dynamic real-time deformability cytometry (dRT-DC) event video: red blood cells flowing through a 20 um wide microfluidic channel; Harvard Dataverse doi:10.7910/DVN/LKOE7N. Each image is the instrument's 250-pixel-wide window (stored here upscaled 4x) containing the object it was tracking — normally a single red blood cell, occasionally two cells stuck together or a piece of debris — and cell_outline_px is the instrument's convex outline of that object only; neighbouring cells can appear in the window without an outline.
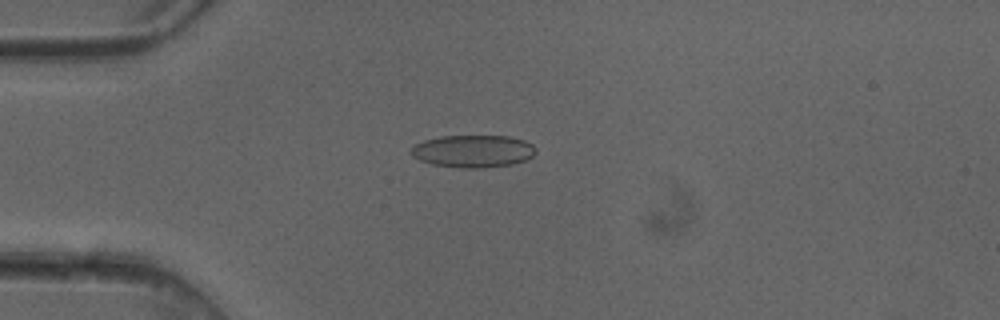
{"species": "common noctule bat (a hibernating species)", "species_latin": "Nyctalus noctula", "temperature_condition": "cold", "stored_images_in_passage": 4, "camera_frame_rate_fps": 3000, "um_per_image_px": 0.085, "animal": {"sex": "female"}, "frame": {"image": 1, "passage_image": 4, "time_ms": 1.0, "image_size_px": [1000, 320], "cell_outline_px": [[536, 152], [532, 156], [524, 160], [512, 164], [480, 168], [460, 168], [432, 164], [420, 160], [412, 156], [408, 152], [416, 144], [424, 140], [440, 136], [508, 136], [524, 140], [532, 144], [536, 148]], "centroid_in_image_um": [40.19, 12.85], "position_along_channel_um": 44.8, "area_um2": 23.58}}